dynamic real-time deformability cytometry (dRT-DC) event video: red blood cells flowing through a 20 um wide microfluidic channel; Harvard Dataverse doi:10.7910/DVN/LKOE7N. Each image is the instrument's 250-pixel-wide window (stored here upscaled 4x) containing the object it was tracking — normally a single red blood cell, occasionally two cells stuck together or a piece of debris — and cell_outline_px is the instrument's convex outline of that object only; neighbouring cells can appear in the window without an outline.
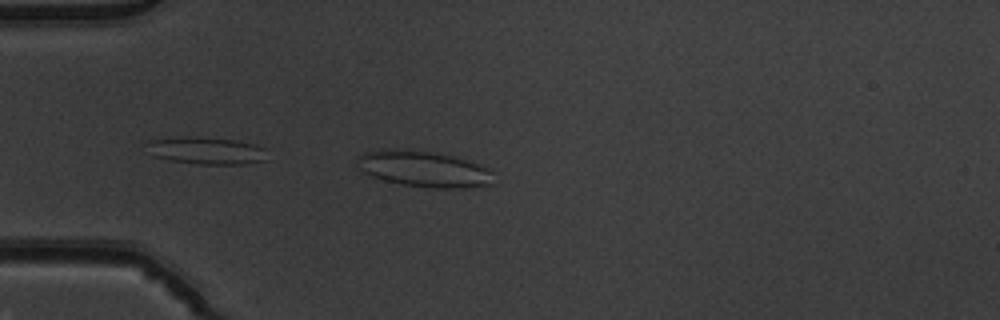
{"species": "common noctule bat (a hibernating species)", "species_latin": "Nyctalus noctula", "temperature_condition": "warm", "stored_images_in_passage": 6, "camera_frame_rate_fps": 3000, "um_per_image_px": 0.085, "animal": {"sex": "male", "body_mass_g": 19.5, "forearm_length_mm": 54.6}, "frame": {"image": 1, "passage_image": 1, "time_ms": 0.0, "image_size_px": [1000, 320], "cell_outline_px": [[492, 184], [464, 188], [432, 188], [404, 184], [384, 180], [372, 176], [364, 172], [356, 164], [360, 156], [364, 152], [388, 148], [432, 152], [452, 156], [488, 168], [492, 172]], "centroid_in_image_um": [36.0, 14.36], "position_along_channel_um": 49.0, "area_um2": 28.15}}
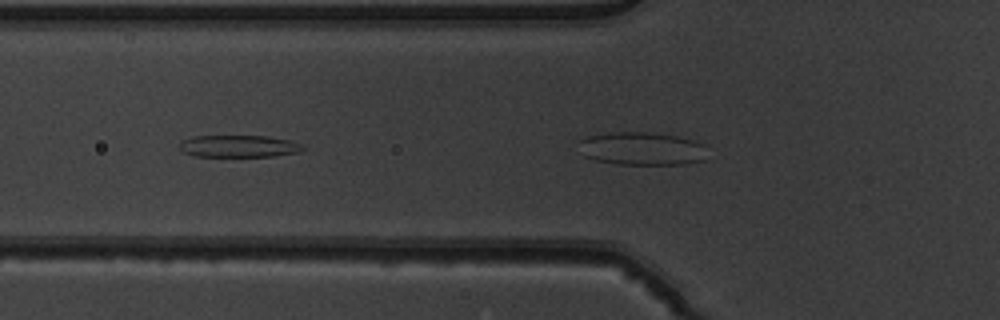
{"frame": {"image": 2, "passage_image": 4, "time_ms": 1.0, "image_size_px": [1000, 320], "cell_outline_px": [[308, 148], [300, 152], [272, 156], [192, 156], [180, 152], [180, 144], [184, 140], [192, 136], [268, 136], [288, 140], [304, 144]], "centroid_in_image_um": [20.33, 12.43], "position_along_channel_um": 105.5, "area_um2": 16.01}}